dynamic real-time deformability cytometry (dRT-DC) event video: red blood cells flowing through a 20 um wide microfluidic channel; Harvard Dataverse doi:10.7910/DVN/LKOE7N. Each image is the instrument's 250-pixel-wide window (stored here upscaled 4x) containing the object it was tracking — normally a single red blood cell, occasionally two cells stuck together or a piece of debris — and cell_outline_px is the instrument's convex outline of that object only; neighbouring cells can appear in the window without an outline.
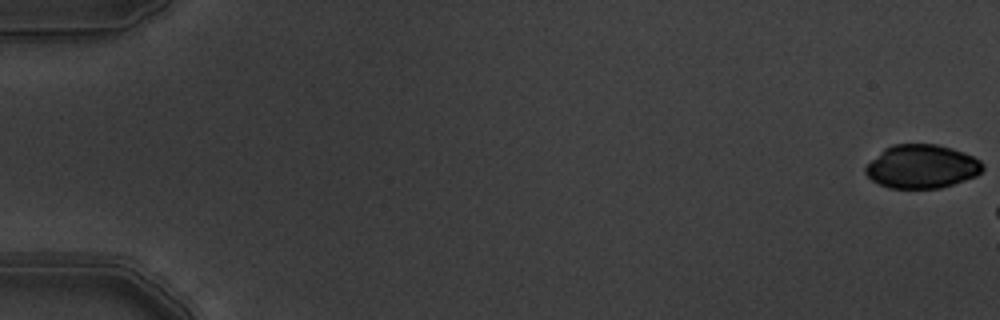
{"species": "common noctule bat (a hibernating species)", "species_latin": "Nyctalus noctula", "temperature_condition": "warm", "stored_images_in_passage": 3, "camera_frame_rate_fps": 3000, "um_per_image_px": 0.085, "animal": {"sex": "male", "body_mass_g": 19.5, "forearm_length_mm": 54.6}, "frame": {"image": 1, "passage_image": 1, "time_ms": 0.0, "image_size_px": [1000, 320], "cell_outline_px": [[984, 168], [976, 176], [940, 188], [888, 188], [872, 180], [864, 172], [864, 168], [884, 148], [892, 144], [936, 144], [952, 148], [964, 152], [980, 160], [984, 164]], "centroid_in_image_um": [78.35, 14.15], "position_along_channel_um": 6.6, "area_um2": 29.71}}